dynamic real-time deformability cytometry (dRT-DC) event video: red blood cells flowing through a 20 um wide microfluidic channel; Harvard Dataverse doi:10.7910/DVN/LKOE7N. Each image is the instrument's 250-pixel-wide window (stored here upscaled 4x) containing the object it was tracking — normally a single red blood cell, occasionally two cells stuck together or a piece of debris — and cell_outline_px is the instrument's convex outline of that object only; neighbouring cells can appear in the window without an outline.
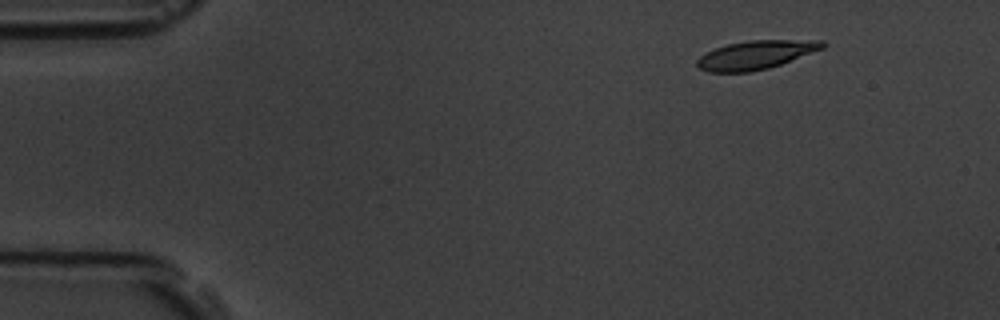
{"species": "common noctule bat (a hibernating species)", "species_latin": "Nyctalus noctula", "temperature_condition": "room temperature", "stored_images_in_passage": 51, "camera_frame_rate_fps": 3000, "um_per_image_px": 0.085, "animal": {"sex": "male", "body_mass_g": 19.5, "forearm_length_mm": 54.6}, "frame": {"image": 1, "passage_image": 1, "time_ms": 0.0, "image_size_px": [1000, 320], "cell_outline_px": [[828, 44], [824, 48], [780, 64], [768, 68], [752, 72], [708, 72], [700, 68], [696, 64], [696, 60], [700, 56], [716, 48], [728, 44], [748, 40], [824, 40]], "centroid_in_image_um": [64.26, 4.66], "position_along_channel_um": 20.7, "area_um2": 20.87}}
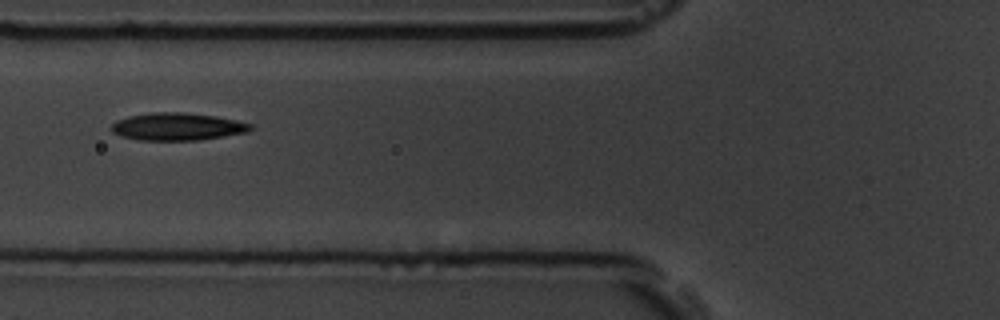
{"frame": {"image": 2, "passage_image": 16, "time_ms": 5.0, "image_size_px": [1000, 320], "cell_outline_px": [[256, 128], [248, 132], [200, 140], [140, 140], [120, 136], [112, 132], [108, 128], [116, 120], [128, 116], [148, 112], [184, 112], [216, 116], [236, 120], [252, 124]], "centroid_in_image_um": [15.07, 10.76], "position_along_channel_um": 110.7, "area_um2": 22.66}}
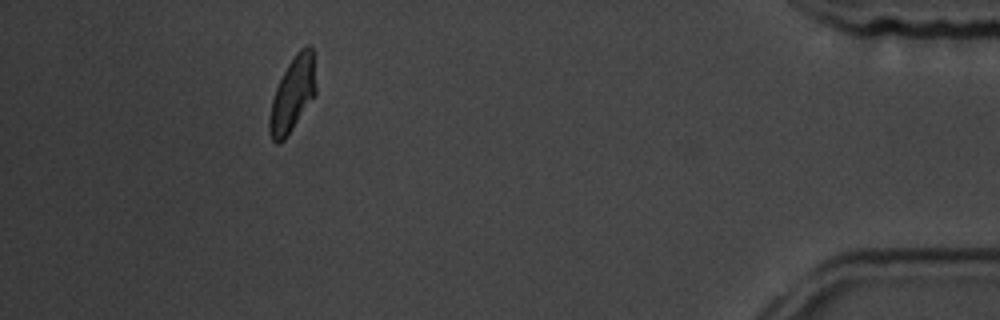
{"frame": {"image": 3, "passage_image": 46, "time_ms": 15.0, "image_size_px": [1000, 320], "cell_outline_px": [[316, 96], [284, 140], [280, 144], [276, 144], [272, 140], [268, 128], [268, 120], [272, 100], [276, 88], [288, 64], [296, 52], [300, 48], [308, 44], [312, 48], [316, 88]], "centroid_in_image_um": [24.87, 8.05], "position_along_channel_um": 410.3, "area_um2": 20.29}, "authors_computed_cell_mechanics": {"area_um2": 21.3282, "velocity_mm_per_s": 3.576, "shape_relaxation_time_tau1_ms": 5.382, "shape_relaxation_time_tau2_ms": 2.2799, "deformation_change_tau1": 0.1903, "deformation_change_tau2": 0.0898}}